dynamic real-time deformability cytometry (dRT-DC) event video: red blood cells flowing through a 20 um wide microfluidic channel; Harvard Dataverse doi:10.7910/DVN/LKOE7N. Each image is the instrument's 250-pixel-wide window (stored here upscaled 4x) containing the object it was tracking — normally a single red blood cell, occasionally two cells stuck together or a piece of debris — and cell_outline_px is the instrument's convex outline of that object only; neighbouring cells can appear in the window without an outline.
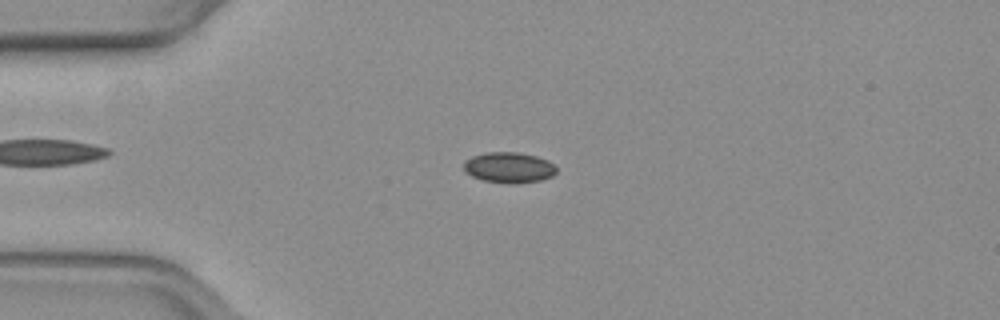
{"species": "common noctule bat (a hibernating species)", "species_latin": "Nyctalus noctula", "temperature_condition": "warm", "stored_images_in_passage": 55, "camera_frame_rate_fps": 3000, "um_per_image_px": 0.085, "animal": {"sex": "female", "body_mass_g": 19.3, "forearm_length_mm": 54.1}, "frame": {"image": 1, "passage_image": 14, "time_ms": 4.333, "image_size_px": [1000, 320], "cell_outline_px": [[556, 172], [552, 176], [540, 180], [520, 184], [508, 184], [484, 180], [472, 176], [464, 172], [464, 160], [472, 156], [484, 152], [520, 152], [536, 156], [548, 160], [556, 168]], "centroid_in_image_um": [43.24, 14.24], "position_along_channel_um": 41.8, "area_um2": 16.76}}
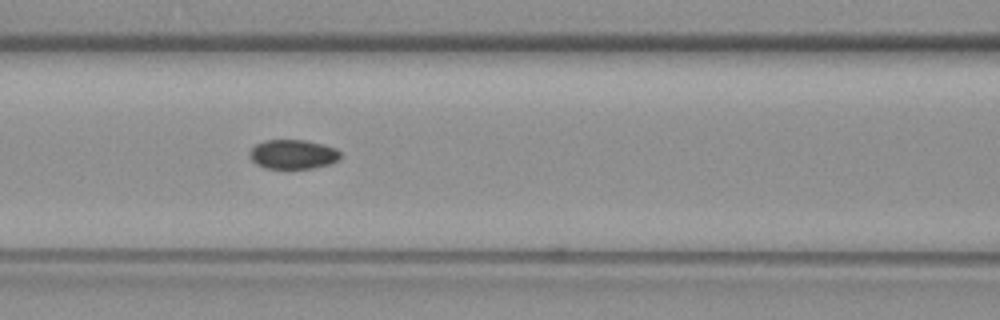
{"frame": {"image": 2, "passage_image": 24, "time_ms": 7.667, "image_size_px": [1000, 320], "cell_outline_px": [[340, 160], [332, 164], [312, 168], [264, 168], [256, 164], [252, 160], [248, 152], [256, 144], [264, 140], [304, 140], [336, 148], [340, 152]], "centroid_in_image_um": [24.91, 13.12], "position_along_channel_um": 141.7, "area_um2": 15.55}}
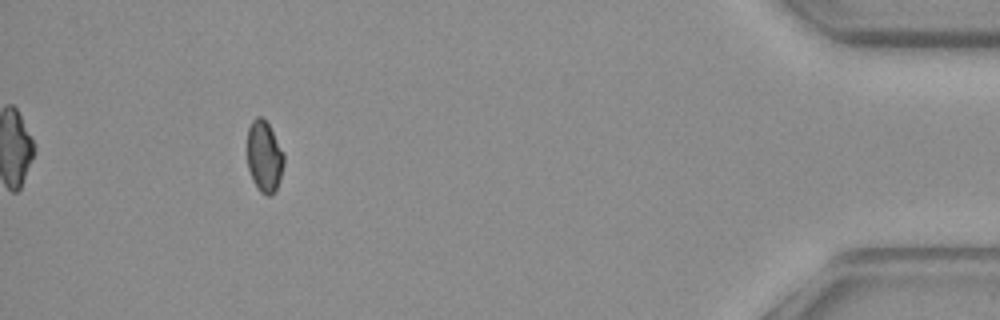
{"frame": {"image": 3, "passage_image": 51, "time_ms": 16.667, "image_size_px": [1000, 320], "cell_outline_px": [[284, 164], [276, 188], [268, 196], [264, 196], [256, 188], [252, 180], [248, 168], [248, 128], [252, 120], [256, 116], [260, 116], [268, 124], [284, 152]], "centroid_in_image_um": [22.45, 13.31], "position_along_channel_um": 412.7, "area_um2": 15.14}, "authors_computed_cell_mechanics": {"area_um2": 15.895, "velocity_mm_per_s": 3.744, "shape_relaxation_time_tau1_ms": null, "shape_relaxation_time_tau2_ms": 2.542, "deformation_change_tau1": null, "deformation_change_tau2": 0.0478}}